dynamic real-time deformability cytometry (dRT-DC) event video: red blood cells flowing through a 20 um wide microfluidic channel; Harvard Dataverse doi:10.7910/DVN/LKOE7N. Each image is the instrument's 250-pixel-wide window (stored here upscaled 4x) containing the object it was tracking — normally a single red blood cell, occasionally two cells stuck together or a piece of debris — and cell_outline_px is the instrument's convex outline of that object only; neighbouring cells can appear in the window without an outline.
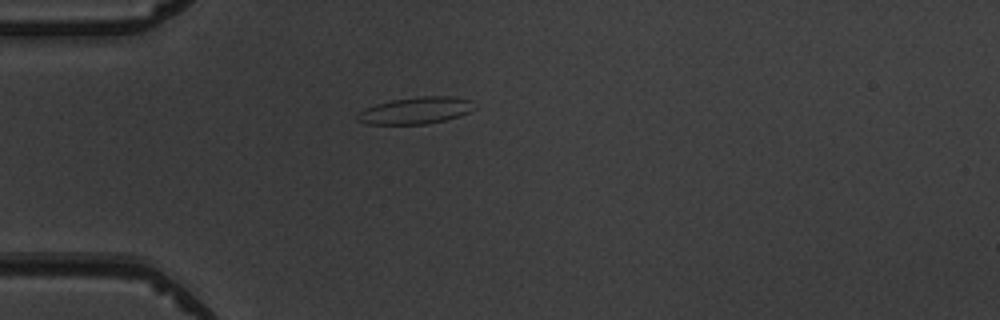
{"species": "common noctule bat (a hibernating species)", "species_latin": "Nyctalus noctula", "temperature_condition": "warm", "stored_images_in_passage": 6, "camera_frame_rate_fps": 3000, "um_per_image_px": 0.085, "animal": {"sex": "male", "body_mass_g": 19.5, "forearm_length_mm": 54.6}, "frame": {"image": 1, "passage_image": 6, "time_ms": 5.667, "image_size_px": [1000, 320], "cell_outline_px": [[476, 108], [460, 116], [444, 120], [424, 124], [364, 124], [356, 120], [356, 116], [364, 108], [376, 104], [392, 100], [420, 96], [456, 96], [472, 100]], "centroid_in_image_um": [35.35, 9.38], "position_along_channel_um": 49.7, "area_um2": 18.44}}